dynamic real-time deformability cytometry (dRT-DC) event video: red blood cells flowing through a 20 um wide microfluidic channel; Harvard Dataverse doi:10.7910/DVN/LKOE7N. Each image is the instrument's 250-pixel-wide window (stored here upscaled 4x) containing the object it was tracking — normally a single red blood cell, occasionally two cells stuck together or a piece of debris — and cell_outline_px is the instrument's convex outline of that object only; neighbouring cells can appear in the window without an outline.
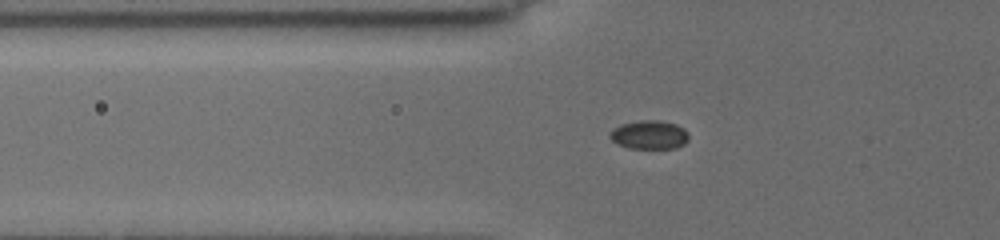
{"species": "common noctule bat (a hibernating species)", "species_latin": "Nyctalus noctula", "temperature_condition": "cold", "stored_images_in_passage": 36, "segment_of_instrument_passage": [1, 2], "camera_frame_rate_fps": 3000, "um_per_image_px": 0.085, "animal": {"sex": "female", "body_mass_g": 19.5, "forearm_length_mm": 54.1}, "frame": {"image": 1, "passage_image": 7, "time_ms": 2.0, "image_size_px": [1000, 240], "cell_outline_px": [[688, 140], [684, 144], [676, 148], [628, 148], [612, 140], [608, 136], [612, 128], [620, 124], [640, 120], [660, 120], [676, 124], [684, 128], [688, 132]], "centroid_in_image_um": [55.19, 11.44], "position_along_channel_um": 70.6, "area_um2": 13.29}}
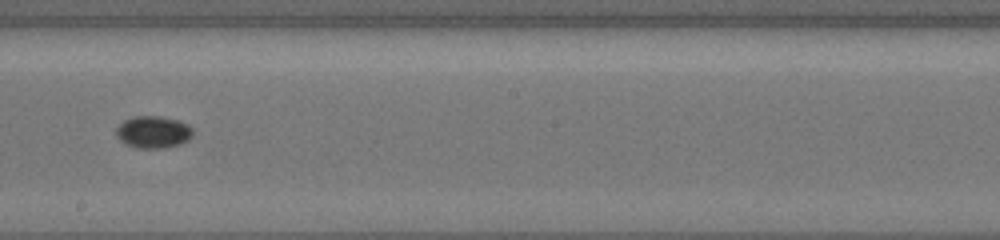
{"frame": {"image": 2, "passage_image": 19, "time_ms": 6.333, "image_size_px": [1000, 240], "cell_outline_px": [[192, 136], [188, 140], [180, 144], [164, 148], [136, 148], [124, 144], [116, 136], [116, 128], [124, 120], [132, 116], [160, 116], [180, 120], [188, 124], [192, 128]], "centroid_in_image_um": [13.02, 11.22], "position_along_channel_um": 235.2, "area_um2": 14.57}}
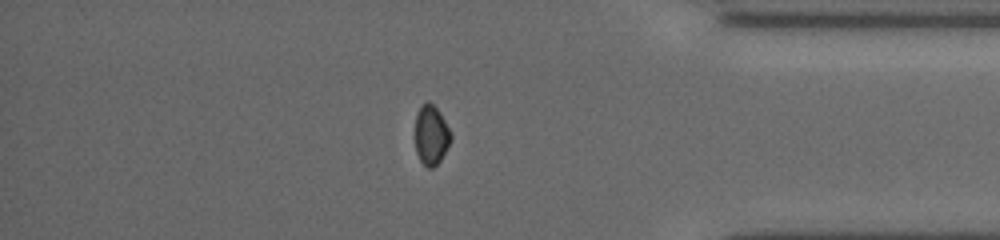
{"frame": {"image": 3, "passage_image": 32, "time_ms": 11.0, "image_size_px": [1000, 240], "cell_outline_px": [[452, 140], [440, 160], [432, 168], [428, 168], [420, 160], [416, 152], [416, 112], [428, 100], [440, 112], [452, 132]], "centroid_in_image_um": [36.67, 11.47], "position_along_channel_um": 398.5, "area_um2": 12.37}}